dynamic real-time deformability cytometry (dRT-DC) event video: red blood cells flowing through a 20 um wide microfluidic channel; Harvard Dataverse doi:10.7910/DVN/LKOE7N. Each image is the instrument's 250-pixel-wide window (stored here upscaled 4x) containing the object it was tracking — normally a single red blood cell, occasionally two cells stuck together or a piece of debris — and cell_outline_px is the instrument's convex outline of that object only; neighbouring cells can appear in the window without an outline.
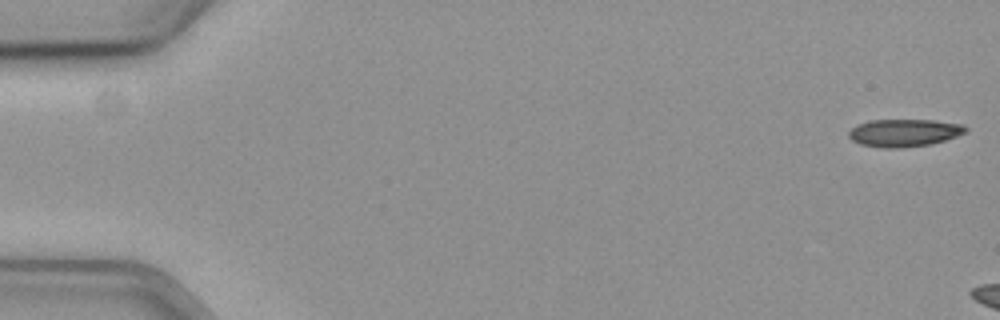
{"species": "common noctule bat (a hibernating species)", "species_latin": "Nyctalus noctula", "temperature_condition": "cold", "stored_images_in_passage": 7, "camera_frame_rate_fps": 3000, "um_per_image_px": 0.085, "animal": {"sex": "female", "body_mass_g": 19.3, "forearm_length_mm": 54.1}, "frame": {"image": 1, "passage_image": 1, "time_ms": 0.0, "image_size_px": [1000, 320], "cell_outline_px": [[968, 132], [944, 140], [928, 144], [900, 148], [884, 148], [860, 144], [852, 140], [848, 136], [848, 132], [856, 124], [872, 120], [932, 120], [964, 124], [968, 128]], "centroid_in_image_um": [76.85, 11.28], "position_along_channel_um": 8.1, "area_um2": 18.79}}